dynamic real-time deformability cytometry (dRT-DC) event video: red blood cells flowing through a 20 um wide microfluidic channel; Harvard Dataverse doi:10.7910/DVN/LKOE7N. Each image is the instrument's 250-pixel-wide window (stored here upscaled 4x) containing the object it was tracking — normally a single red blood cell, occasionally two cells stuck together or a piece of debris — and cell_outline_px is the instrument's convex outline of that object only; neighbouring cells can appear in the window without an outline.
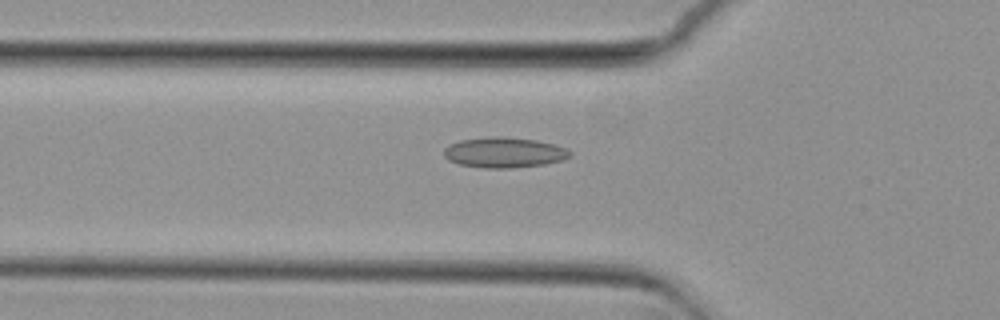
{"species": "common noctule bat (a hibernating species)", "species_latin": "Nyctalus noctula", "temperature_condition": "cold", "stored_images_in_passage": 34, "camera_frame_rate_fps": 3000, "um_per_image_px": 0.085, "animal": {"sex": "female", "body_mass_g": 29.2, "forearm_length_mm": 56.3}, "frame": {"image": 1, "passage_image": 3, "time_ms": 0.667, "image_size_px": [1000, 320], "cell_outline_px": [[572, 156], [560, 160], [544, 164], [508, 168], [484, 168], [460, 164], [448, 160], [444, 156], [444, 148], [448, 144], [460, 140], [488, 136], [504, 136], [536, 140], [552, 144], [564, 148], [572, 152]], "centroid_in_image_um": [42.81, 12.95], "position_along_channel_um": 83.0, "area_um2": 22.31}}
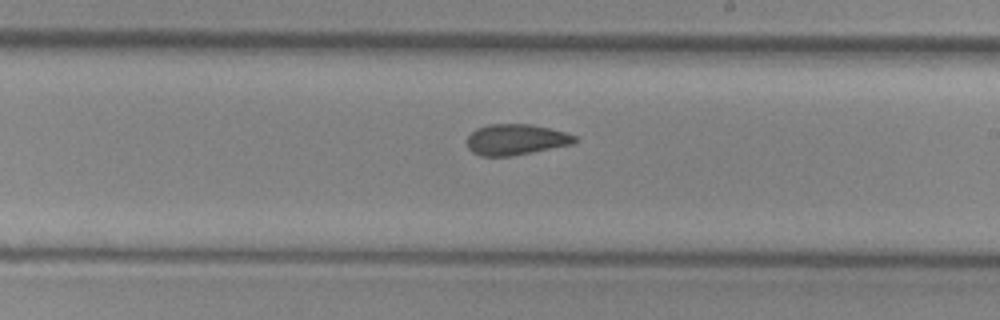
{"frame": {"image": 2, "passage_image": 16, "time_ms": 5.0, "image_size_px": [1000, 320], "cell_outline_px": [[576, 144], [512, 156], [480, 156], [472, 152], [468, 148], [468, 136], [476, 128], [488, 124], [532, 124], [564, 132], [576, 136]], "centroid_in_image_um": [43.86, 11.87], "position_along_channel_um": 245.1, "area_um2": 19.48}}
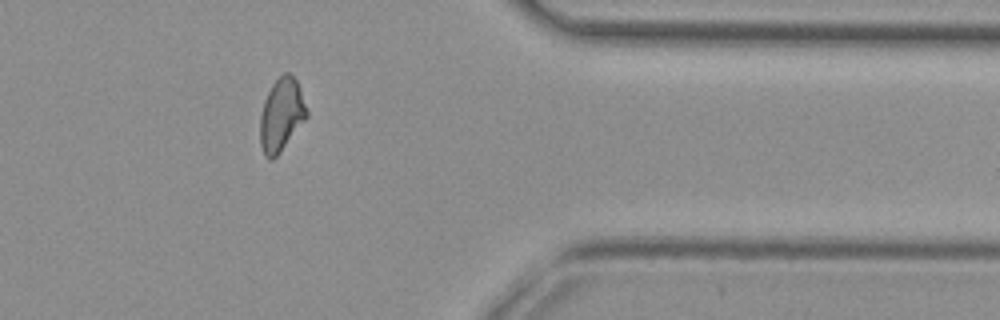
{"frame": {"image": 3, "passage_image": 29, "time_ms": 9.333, "image_size_px": [1000, 320], "cell_outline_px": [[308, 116], [280, 152], [272, 160], [268, 160], [264, 156], [260, 144], [260, 116], [264, 100], [272, 84], [284, 72], [292, 72], [300, 88], [308, 112]], "centroid_in_image_um": [23.91, 9.76], "position_along_channel_um": 387.5, "area_um2": 19.88}, "authors_computed_cell_mechanics": {"area_um2": 19.7676, "velocity_mm_per_s": 3.7317, "shape_relaxation_time_tau1_ms": null, "shape_relaxation_time_tau2_ms": 2.6123, "deformation_change_tau1": null, "deformation_change_tau2": 0.0833}}